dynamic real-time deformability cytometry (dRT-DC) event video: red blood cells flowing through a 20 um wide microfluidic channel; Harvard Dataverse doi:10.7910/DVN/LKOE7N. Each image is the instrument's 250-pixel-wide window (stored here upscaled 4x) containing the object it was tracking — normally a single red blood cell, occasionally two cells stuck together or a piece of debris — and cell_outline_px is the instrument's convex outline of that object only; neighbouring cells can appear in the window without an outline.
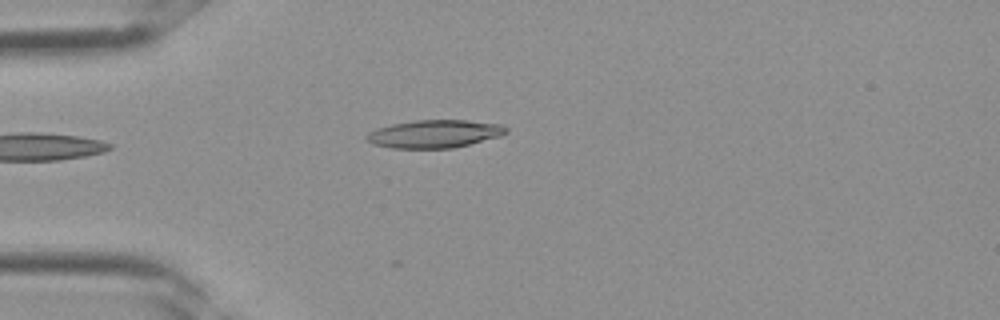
{"species": "Egyptian fruit bat (a non-hibernating species)", "species_latin": "Rousettus aegyptiacus", "temperature_condition": "room temperature", "stored_images_in_passage": 3, "camera_frame_rate_fps": 3000, "um_per_image_px": 0.085, "frame": {"image": 1, "passage_image": 3, "time_ms": 0.667, "image_size_px": [1000, 320], "cell_outline_px": [[508, 132], [500, 136], [452, 148], [392, 148], [372, 144], [364, 140], [364, 136], [368, 132], [376, 128], [392, 124], [416, 120], [468, 120], [504, 124], [508, 128]], "centroid_in_image_um": [36.91, 11.37], "position_along_channel_um": 48.1, "area_um2": 22.89}}